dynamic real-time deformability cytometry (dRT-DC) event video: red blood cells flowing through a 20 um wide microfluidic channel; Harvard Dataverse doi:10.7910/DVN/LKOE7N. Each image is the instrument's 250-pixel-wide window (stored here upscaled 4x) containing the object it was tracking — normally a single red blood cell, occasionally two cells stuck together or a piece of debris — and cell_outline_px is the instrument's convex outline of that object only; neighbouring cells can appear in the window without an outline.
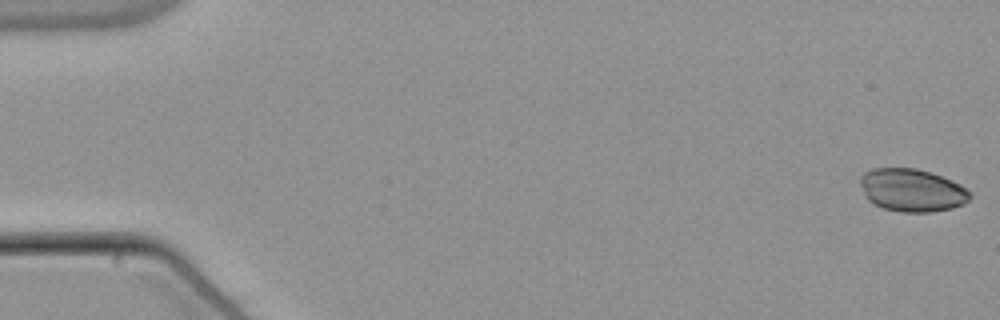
{"species": "common noctule bat (a hibernating species)", "species_latin": "Nyctalus noctula", "temperature_condition": "warm", "stored_images_in_passage": 54, "camera_frame_rate_fps": 3000, "um_per_image_px": 0.085, "animal": {"sex": "male", "body_mass_g": 21.5, "forearm_length_mm": 52.0}, "frame": {"image": 1, "passage_image": 1, "time_ms": 0.0, "image_size_px": [1000, 320], "cell_outline_px": [[968, 196], [960, 204], [948, 208], [916, 212], [888, 208], [876, 204], [868, 196], [872, 172], [880, 168], [908, 168], [928, 172], [940, 176], [964, 188], [968, 192]], "centroid_in_image_um": [77.68, 16.17], "position_along_channel_um": 7.3, "area_um2": 24.04}}
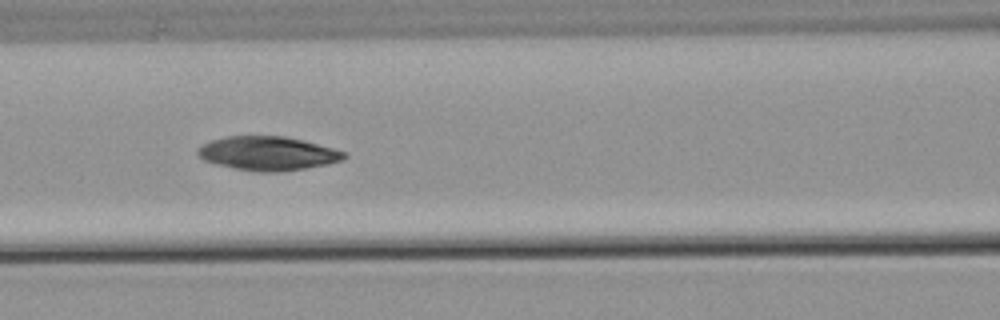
{"frame": {"image": 2, "passage_image": 24, "time_ms": 7.667, "image_size_px": [1000, 320], "cell_outline_px": [[344, 156], [336, 160], [296, 168], [244, 168], [212, 160], [204, 156], [200, 152], [200, 148], [208, 144], [220, 140], [236, 136], [276, 136], [296, 140], [344, 152]], "centroid_in_image_um": [22.79, 12.96], "position_along_channel_um": 143.8, "area_um2": 24.57}}
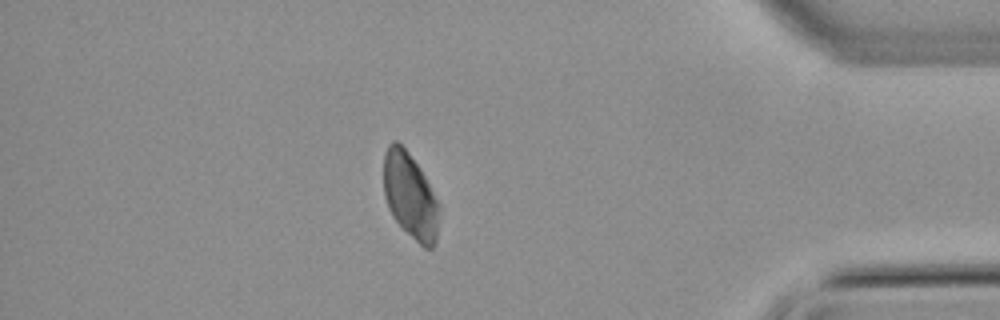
{"frame": {"image": 3, "passage_image": 47, "time_ms": 15.333, "image_size_px": [1000, 320], "cell_outline_px": [[432, 244], [428, 248], [404, 228], [400, 224], [392, 212], [388, 204], [384, 188], [384, 160], [388, 148], [392, 144], [400, 144], [404, 148], [416, 164], [428, 188], [432, 200]], "centroid_in_image_um": [34.69, 16.5], "position_along_channel_um": 400.5, "area_um2": 23.58}}